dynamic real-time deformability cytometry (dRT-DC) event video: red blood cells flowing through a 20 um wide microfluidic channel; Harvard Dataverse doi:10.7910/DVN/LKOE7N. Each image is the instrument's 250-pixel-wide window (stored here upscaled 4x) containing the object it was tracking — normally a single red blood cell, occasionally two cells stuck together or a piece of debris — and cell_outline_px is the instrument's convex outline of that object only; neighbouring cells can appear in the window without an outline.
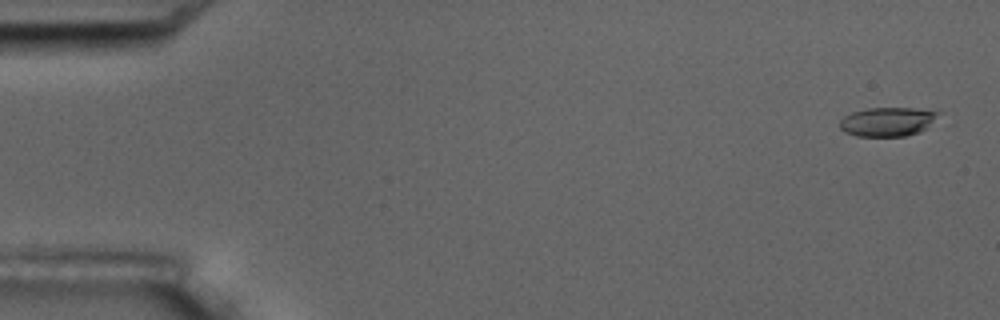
{"species": "common noctule bat (a hibernating species)", "species_latin": "Nyctalus noctula", "temperature_condition": "room temperature", "stored_images_in_passage": 6, "camera_frame_rate_fps": 3000, "um_per_image_px": 0.085, "animal": {"sex": "male", "body_mass_g": 17.5, "forearm_length_mm": 52.3}, "frame": {"image": 1, "passage_image": 1, "time_ms": 0.0, "image_size_px": [1000, 320], "cell_outline_px": [[940, 112], [928, 128], [920, 132], [904, 136], [856, 136], [844, 132], [840, 128], [840, 120], [844, 116], [852, 112], [868, 108], [912, 108]], "centroid_in_image_um": [75.42, 10.35], "position_along_channel_um": 9.6, "area_um2": 16.65}}
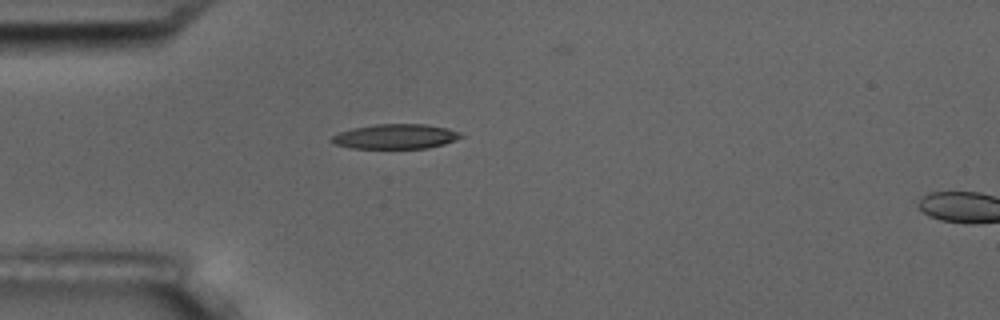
{"frame": {"image": 2, "passage_image": 5, "time_ms": 4.667, "image_size_px": [1000, 320], "cell_outline_px": [[464, 136], [456, 140], [444, 144], [428, 148], [352, 148], [332, 144], [328, 140], [332, 136], [340, 132], [352, 128], [376, 124], [424, 124], [448, 128], [460, 132]], "centroid_in_image_um": [33.61, 11.6], "position_along_channel_um": 51.4, "area_um2": 18.79}}